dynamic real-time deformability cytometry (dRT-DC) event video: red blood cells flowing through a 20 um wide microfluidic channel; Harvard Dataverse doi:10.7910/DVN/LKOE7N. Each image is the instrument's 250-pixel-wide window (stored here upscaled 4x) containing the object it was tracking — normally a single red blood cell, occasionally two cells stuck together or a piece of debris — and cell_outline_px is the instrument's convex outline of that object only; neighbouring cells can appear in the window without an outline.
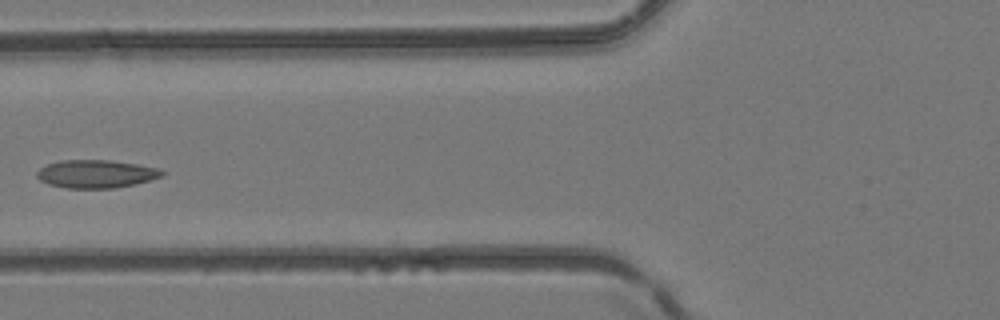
{"species": "common noctule bat (a hibernating species)", "species_latin": "Nyctalus noctula", "temperature_condition": "room temperature", "stored_images_in_passage": 4, "camera_frame_rate_fps": 3000, "um_per_image_px": 0.085, "animal": {"sex": "female", "body_mass_g": 24.6, "forearm_length_mm": 56.2}, "frame": {"image": 1, "passage_image": 4, "time_ms": 1.0, "image_size_px": [1000, 320], "cell_outline_px": [[164, 176], [132, 184], [112, 188], [64, 188], [48, 184], [40, 180], [36, 176], [36, 172], [40, 168], [48, 164], [64, 160], [108, 160], [136, 164], [160, 168], [164, 172]], "centroid_in_image_um": [8.15, 14.78], "position_along_channel_um": 117.7, "area_um2": 20.29}}